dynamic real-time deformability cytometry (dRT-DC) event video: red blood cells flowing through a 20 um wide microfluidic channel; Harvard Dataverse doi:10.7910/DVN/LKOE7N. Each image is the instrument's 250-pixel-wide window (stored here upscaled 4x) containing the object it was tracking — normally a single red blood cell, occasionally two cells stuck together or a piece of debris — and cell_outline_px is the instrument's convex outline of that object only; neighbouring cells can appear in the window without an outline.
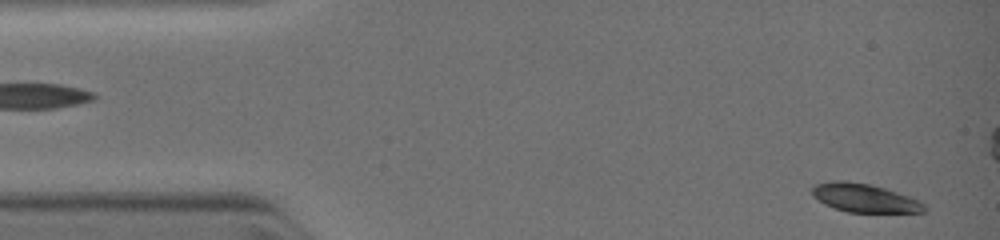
{"species": "common noctule bat (a hibernating species)", "species_latin": "Nyctalus noctula", "temperature_condition": "warm", "stored_images_in_passage": 22, "camera_frame_rate_fps": 3000, "um_per_image_px": 0.085, "animal": {"sex": "female", "body_mass_g": 19.0, "forearm_length_mm": 51.5}, "frame": {"image": 1, "passage_image": 1, "time_ms": 0.0, "image_size_px": [1000, 240], "cell_outline_px": [[928, 208], [924, 212], [848, 212], [824, 204], [812, 196], [812, 188], [816, 184], [832, 180], [848, 180], [868, 184], [884, 188], [908, 196], [924, 204]], "centroid_in_image_um": [73.44, 16.82], "position_along_channel_um": 11.6, "area_um2": 18.5}}
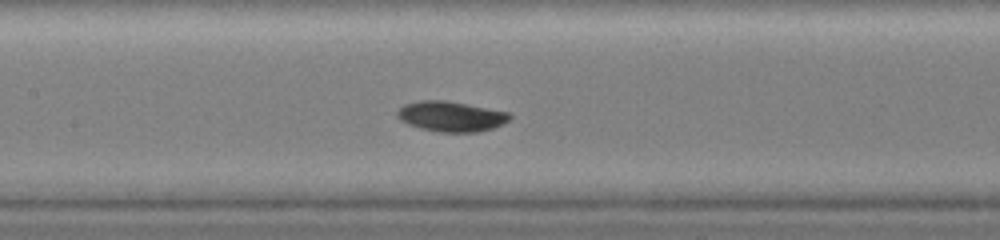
{"frame": {"image": 2, "passage_image": 16, "time_ms": 5.0, "image_size_px": [1000, 240], "cell_outline_px": [[512, 116], [508, 120], [492, 128], [476, 132], [440, 132], [420, 128], [408, 124], [400, 120], [396, 116], [396, 112], [404, 104], [420, 100], [444, 100], [508, 112]], "centroid_in_image_um": [38.28, 9.89], "position_along_channel_um": 169.1, "area_um2": 19.59}}
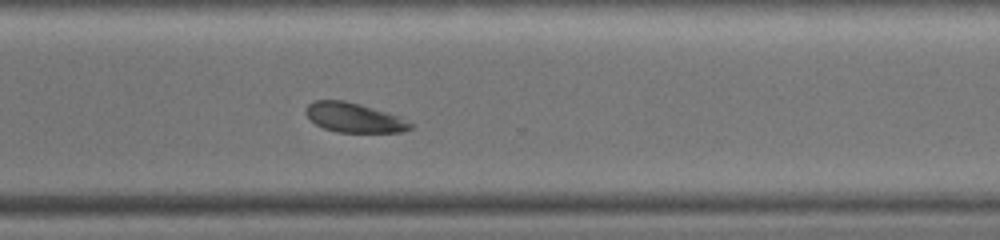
{"frame": {"image": 3, "passage_image": 22, "time_ms": 8.333, "image_size_px": [1000, 240], "cell_outline_px": [[412, 128], [404, 132], [336, 132], [324, 128], [316, 124], [304, 112], [304, 108], [312, 100], [344, 100], [360, 104], [400, 116], [412, 124]], "centroid_in_image_um": [30.08, 9.99], "position_along_channel_um": 340.5, "area_um2": 18.03}}